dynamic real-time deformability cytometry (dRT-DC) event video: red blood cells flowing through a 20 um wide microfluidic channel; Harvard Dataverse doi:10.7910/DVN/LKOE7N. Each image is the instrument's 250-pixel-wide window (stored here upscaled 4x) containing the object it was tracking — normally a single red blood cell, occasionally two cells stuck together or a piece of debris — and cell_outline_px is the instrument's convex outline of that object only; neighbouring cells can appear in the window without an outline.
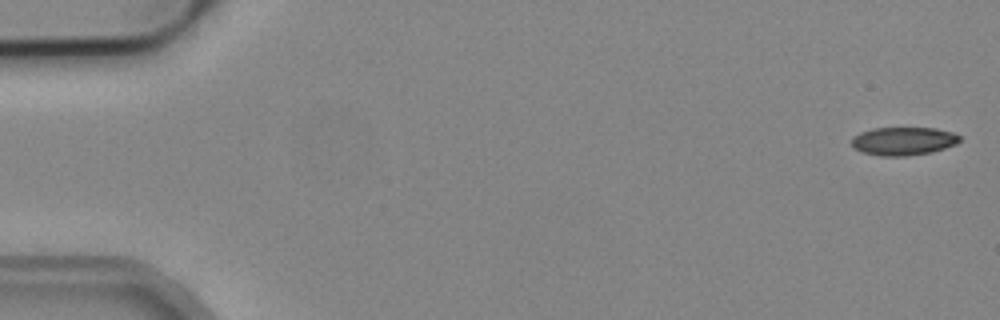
{"species": "common noctule bat (a hibernating species)", "species_latin": "Nyctalus noctula", "temperature_condition": "cold", "stored_images_in_passage": 5, "camera_frame_rate_fps": 3000, "um_per_image_px": 0.085, "animal": {"sex": "male", "body_mass_g": 19.2, "forearm_length_mm": 51.8}, "frame": {"image": 1, "passage_image": 1, "time_ms": 0.0, "image_size_px": [1000, 320], "cell_outline_px": [[960, 140], [956, 144], [932, 152], [904, 156], [880, 156], [864, 152], [856, 148], [852, 144], [852, 136], [860, 132], [872, 128], [936, 128], [952, 132], [960, 136]], "centroid_in_image_um": [76.79, 11.98], "position_along_channel_um": 8.2, "area_um2": 17.69}}
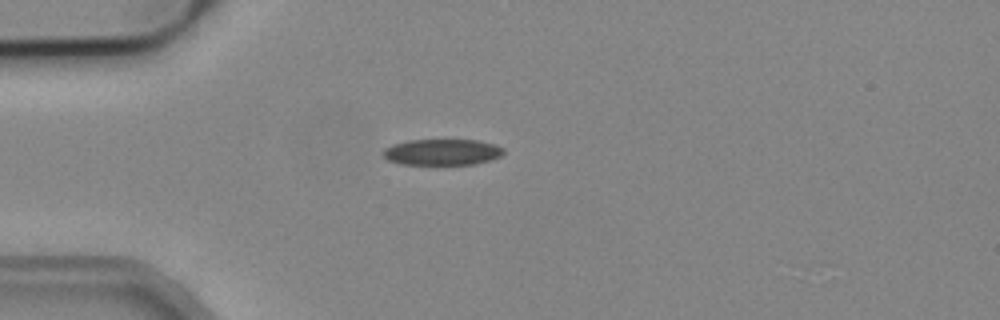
{"frame": {"image": 2, "passage_image": 5, "time_ms": 1.333, "image_size_px": [1000, 320], "cell_outline_px": [[504, 152], [500, 156], [488, 160], [472, 164], [400, 164], [388, 160], [384, 156], [384, 148], [392, 144], [408, 140], [476, 140], [496, 144], [504, 148]], "centroid_in_image_um": [37.58, 12.92], "position_along_channel_um": 47.4, "area_um2": 18.21}}